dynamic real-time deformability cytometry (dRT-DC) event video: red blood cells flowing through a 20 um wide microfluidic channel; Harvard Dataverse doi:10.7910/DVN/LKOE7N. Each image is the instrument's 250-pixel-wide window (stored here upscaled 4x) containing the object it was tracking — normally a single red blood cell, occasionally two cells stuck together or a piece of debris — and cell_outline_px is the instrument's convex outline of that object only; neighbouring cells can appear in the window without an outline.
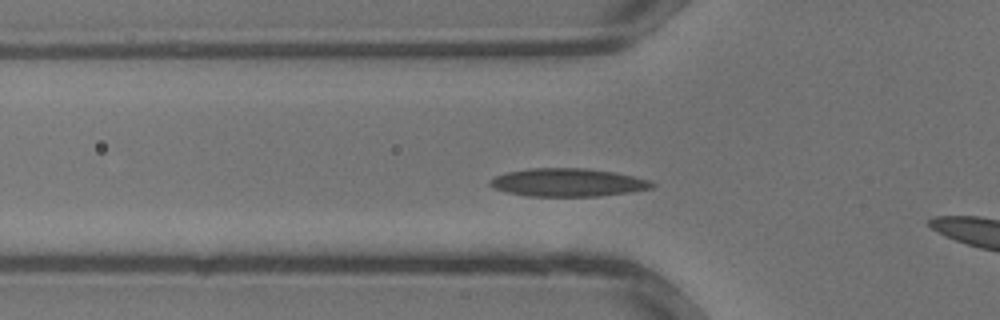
{"species": "common noctule bat (a hibernating species)", "species_latin": "Nyctalus noctula", "temperature_condition": "warm", "stored_images_in_passage": 6, "camera_frame_rate_fps": 3000, "um_per_image_px": 0.085, "animal": {"sex": "male", "body_mass_g": 13.3}, "frame": {"image": 1, "passage_image": 5, "time_ms": 1.333, "image_size_px": [1000, 320], "cell_outline_px": [[656, 184], [652, 188], [628, 192], [596, 196], [528, 196], [508, 192], [492, 188], [488, 184], [488, 180], [496, 176], [508, 172], [532, 168], [584, 168], [616, 172], [648, 180]], "centroid_in_image_um": [48.23, 15.51], "position_along_channel_um": 77.6, "area_um2": 26.36}}